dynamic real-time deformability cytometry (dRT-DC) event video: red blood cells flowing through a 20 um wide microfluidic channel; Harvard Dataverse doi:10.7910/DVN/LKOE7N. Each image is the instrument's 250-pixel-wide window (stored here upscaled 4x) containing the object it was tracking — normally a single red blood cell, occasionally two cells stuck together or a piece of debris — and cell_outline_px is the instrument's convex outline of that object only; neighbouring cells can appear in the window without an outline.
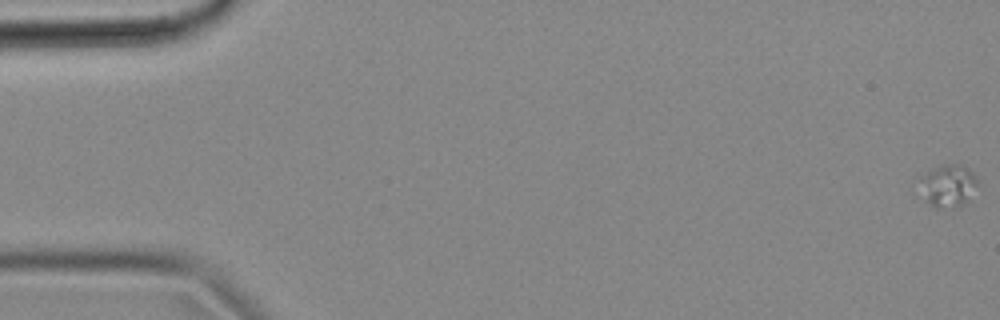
{"species": "common noctule bat (a hibernating species)", "species_latin": "Nyctalus noctula", "temperature_condition": "cold", "stored_images_in_passage": 55, "camera_frame_rate_fps": 3000, "um_per_image_px": 0.085, "animal": {"sex": "female", "body_mass_g": 18.4}, "frame": {"image": 1, "passage_image": 1, "time_ms": 0.0, "image_size_px": [1000, 320], "cell_outline_px": [[976, 184], [964, 200], [960, 204], [936, 208], [920, 192], [920, 176], [944, 164], [960, 164], [968, 168], [976, 176]], "centroid_in_image_um": [80.53, 15.71], "position_along_channel_um": 4.5, "area_um2": 13.35}}
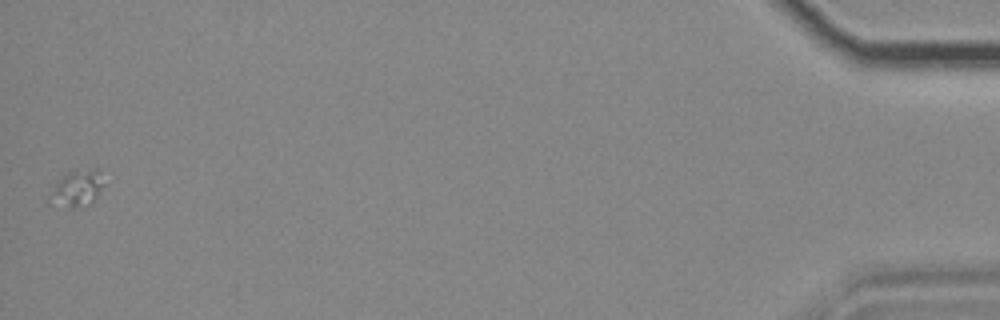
{"frame": {"image": 2, "passage_image": 55, "time_ms": 18.0, "image_size_px": [1000, 320], "cell_outline_px": [[104, 184], [96, 196], [88, 204], [72, 208], [68, 208], [48, 204], [52, 192], [56, 184], [72, 168], [96, 168], [100, 172]], "centroid_in_image_um": [6.55, 15.98], "position_along_channel_um": 428.7, "area_um2": 11.44}}